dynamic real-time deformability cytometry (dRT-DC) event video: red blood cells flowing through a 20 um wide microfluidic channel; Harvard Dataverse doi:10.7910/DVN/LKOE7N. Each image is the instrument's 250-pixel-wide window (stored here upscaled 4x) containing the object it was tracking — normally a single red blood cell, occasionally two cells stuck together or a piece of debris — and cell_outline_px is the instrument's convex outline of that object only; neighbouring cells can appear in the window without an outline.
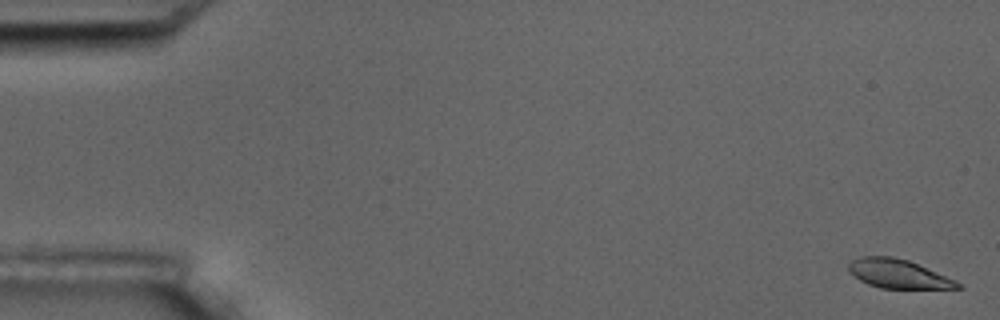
{"species": "common noctule bat (a hibernating species)", "species_latin": "Nyctalus noctula", "temperature_condition": "room temperature", "stored_images_in_passage": 4, "camera_frame_rate_fps": 3000, "um_per_image_px": 0.085, "animal": {"sex": "male", "body_mass_g": 17.5, "forearm_length_mm": 52.3}, "frame": {"image": 1, "passage_image": 1, "time_ms": 0.0, "image_size_px": [1000, 320], "cell_outline_px": [[964, 288], [880, 288], [868, 284], [860, 280], [848, 268], [848, 264], [852, 260], [864, 256], [892, 256], [908, 260], [956, 280]], "centroid_in_image_um": [76.36, 23.27], "position_along_channel_um": 8.6, "area_um2": 18.03}}
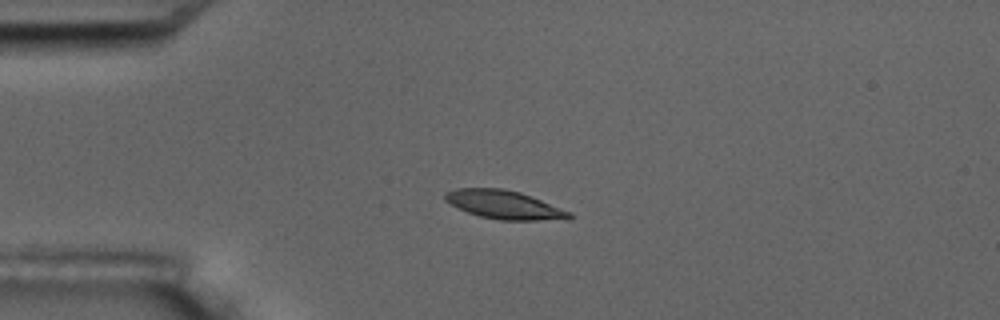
{"frame": {"image": 2, "passage_image": 4, "time_ms": 4.333, "image_size_px": [1000, 320], "cell_outline_px": [[572, 216], [568, 220], [500, 220], [480, 216], [468, 212], [444, 200], [444, 192], [456, 188], [504, 188], [520, 192], [572, 212]], "centroid_in_image_um": [42.88, 17.4], "position_along_channel_um": 42.1, "area_um2": 20.63}}